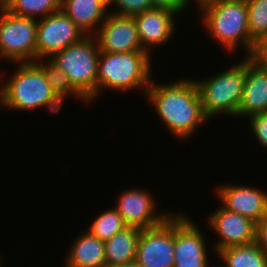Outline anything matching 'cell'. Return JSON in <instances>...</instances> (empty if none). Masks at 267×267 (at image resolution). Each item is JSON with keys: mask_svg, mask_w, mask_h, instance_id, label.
Instances as JSON below:
<instances>
[{"mask_svg": "<svg viewBox=\"0 0 267 267\" xmlns=\"http://www.w3.org/2000/svg\"><path fill=\"white\" fill-rule=\"evenodd\" d=\"M183 79L162 85L151 80L145 93L167 130L180 140L191 138L200 125L209 121L204 115L195 80Z\"/></svg>", "mask_w": 267, "mask_h": 267, "instance_id": "6da1fadb", "label": "cell"}, {"mask_svg": "<svg viewBox=\"0 0 267 267\" xmlns=\"http://www.w3.org/2000/svg\"><path fill=\"white\" fill-rule=\"evenodd\" d=\"M17 65L9 81L0 86V105L19 111L46 107L58 114L63 103L52 92L43 70L35 62Z\"/></svg>", "mask_w": 267, "mask_h": 267, "instance_id": "7a4b0ae2", "label": "cell"}, {"mask_svg": "<svg viewBox=\"0 0 267 267\" xmlns=\"http://www.w3.org/2000/svg\"><path fill=\"white\" fill-rule=\"evenodd\" d=\"M203 26L213 39L227 52L244 47L247 57L253 52L255 42L250 38L247 3L238 0H218L203 6ZM233 51V52H232Z\"/></svg>", "mask_w": 267, "mask_h": 267, "instance_id": "3957f363", "label": "cell"}, {"mask_svg": "<svg viewBox=\"0 0 267 267\" xmlns=\"http://www.w3.org/2000/svg\"><path fill=\"white\" fill-rule=\"evenodd\" d=\"M152 54L146 51L100 52L97 69V98L101 90L119 92L142 89L145 95L151 83ZM128 90V91H127Z\"/></svg>", "mask_w": 267, "mask_h": 267, "instance_id": "277c9868", "label": "cell"}, {"mask_svg": "<svg viewBox=\"0 0 267 267\" xmlns=\"http://www.w3.org/2000/svg\"><path fill=\"white\" fill-rule=\"evenodd\" d=\"M244 59L218 75L203 81L195 80L208 120L219 114L236 118L246 80V57Z\"/></svg>", "mask_w": 267, "mask_h": 267, "instance_id": "5b68a950", "label": "cell"}, {"mask_svg": "<svg viewBox=\"0 0 267 267\" xmlns=\"http://www.w3.org/2000/svg\"><path fill=\"white\" fill-rule=\"evenodd\" d=\"M100 50L94 35L71 44L50 60L66 72L72 86L88 101L97 99V69Z\"/></svg>", "mask_w": 267, "mask_h": 267, "instance_id": "8992f818", "label": "cell"}, {"mask_svg": "<svg viewBox=\"0 0 267 267\" xmlns=\"http://www.w3.org/2000/svg\"><path fill=\"white\" fill-rule=\"evenodd\" d=\"M37 19L20 17L0 9V58L8 62L36 61Z\"/></svg>", "mask_w": 267, "mask_h": 267, "instance_id": "52a82bcc", "label": "cell"}, {"mask_svg": "<svg viewBox=\"0 0 267 267\" xmlns=\"http://www.w3.org/2000/svg\"><path fill=\"white\" fill-rule=\"evenodd\" d=\"M87 36L62 10L37 21L36 61L54 54Z\"/></svg>", "mask_w": 267, "mask_h": 267, "instance_id": "ba28073f", "label": "cell"}, {"mask_svg": "<svg viewBox=\"0 0 267 267\" xmlns=\"http://www.w3.org/2000/svg\"><path fill=\"white\" fill-rule=\"evenodd\" d=\"M135 263L139 267H174V214L157 226L141 229Z\"/></svg>", "mask_w": 267, "mask_h": 267, "instance_id": "9c48e42d", "label": "cell"}, {"mask_svg": "<svg viewBox=\"0 0 267 267\" xmlns=\"http://www.w3.org/2000/svg\"><path fill=\"white\" fill-rule=\"evenodd\" d=\"M200 229L186 214L174 215V267H210L205 235Z\"/></svg>", "mask_w": 267, "mask_h": 267, "instance_id": "30bf717a", "label": "cell"}, {"mask_svg": "<svg viewBox=\"0 0 267 267\" xmlns=\"http://www.w3.org/2000/svg\"><path fill=\"white\" fill-rule=\"evenodd\" d=\"M94 36L98 42L100 52L145 51L139 41L137 25L133 16H123L109 12Z\"/></svg>", "mask_w": 267, "mask_h": 267, "instance_id": "8fae6325", "label": "cell"}, {"mask_svg": "<svg viewBox=\"0 0 267 267\" xmlns=\"http://www.w3.org/2000/svg\"><path fill=\"white\" fill-rule=\"evenodd\" d=\"M209 216L207 223L220 236L214 244V252L255 242L256 223L251 219L231 212L222 205Z\"/></svg>", "mask_w": 267, "mask_h": 267, "instance_id": "7c38bea8", "label": "cell"}, {"mask_svg": "<svg viewBox=\"0 0 267 267\" xmlns=\"http://www.w3.org/2000/svg\"><path fill=\"white\" fill-rule=\"evenodd\" d=\"M115 203H117L115 209L123 217L125 224L140 229L157 226L172 213H157L153 196L141 188L127 189L119 194L118 202Z\"/></svg>", "mask_w": 267, "mask_h": 267, "instance_id": "4fadbf2b", "label": "cell"}, {"mask_svg": "<svg viewBox=\"0 0 267 267\" xmlns=\"http://www.w3.org/2000/svg\"><path fill=\"white\" fill-rule=\"evenodd\" d=\"M175 16V11L164 7H153L133 16L143 50L151 54L152 48L163 45L172 38L176 31Z\"/></svg>", "mask_w": 267, "mask_h": 267, "instance_id": "5bb4252c", "label": "cell"}, {"mask_svg": "<svg viewBox=\"0 0 267 267\" xmlns=\"http://www.w3.org/2000/svg\"><path fill=\"white\" fill-rule=\"evenodd\" d=\"M254 186L221 185L217 197L227 210L238 213L256 224L267 215V194Z\"/></svg>", "mask_w": 267, "mask_h": 267, "instance_id": "9a60e30c", "label": "cell"}, {"mask_svg": "<svg viewBox=\"0 0 267 267\" xmlns=\"http://www.w3.org/2000/svg\"><path fill=\"white\" fill-rule=\"evenodd\" d=\"M267 112V67L246 56V80L236 117Z\"/></svg>", "mask_w": 267, "mask_h": 267, "instance_id": "2e32d148", "label": "cell"}, {"mask_svg": "<svg viewBox=\"0 0 267 267\" xmlns=\"http://www.w3.org/2000/svg\"><path fill=\"white\" fill-rule=\"evenodd\" d=\"M109 9L108 0H64L61 2V10L86 35H91L92 32L94 35L98 31L109 14Z\"/></svg>", "mask_w": 267, "mask_h": 267, "instance_id": "e0dca14e", "label": "cell"}, {"mask_svg": "<svg viewBox=\"0 0 267 267\" xmlns=\"http://www.w3.org/2000/svg\"><path fill=\"white\" fill-rule=\"evenodd\" d=\"M70 246L65 267H105V242L87 230Z\"/></svg>", "mask_w": 267, "mask_h": 267, "instance_id": "ac0fdd59", "label": "cell"}, {"mask_svg": "<svg viewBox=\"0 0 267 267\" xmlns=\"http://www.w3.org/2000/svg\"><path fill=\"white\" fill-rule=\"evenodd\" d=\"M141 229L127 226L105 241V267L135 261Z\"/></svg>", "mask_w": 267, "mask_h": 267, "instance_id": "d6986e66", "label": "cell"}, {"mask_svg": "<svg viewBox=\"0 0 267 267\" xmlns=\"http://www.w3.org/2000/svg\"><path fill=\"white\" fill-rule=\"evenodd\" d=\"M216 255L224 263L217 267H267V253L256 242L227 247Z\"/></svg>", "mask_w": 267, "mask_h": 267, "instance_id": "ffe728a7", "label": "cell"}, {"mask_svg": "<svg viewBox=\"0 0 267 267\" xmlns=\"http://www.w3.org/2000/svg\"><path fill=\"white\" fill-rule=\"evenodd\" d=\"M2 6L11 14L37 20L61 10L59 0H2Z\"/></svg>", "mask_w": 267, "mask_h": 267, "instance_id": "44dd1931", "label": "cell"}, {"mask_svg": "<svg viewBox=\"0 0 267 267\" xmlns=\"http://www.w3.org/2000/svg\"><path fill=\"white\" fill-rule=\"evenodd\" d=\"M47 60L48 61L45 62L43 59H40L35 61V63L43 70L46 80L49 82L51 90L56 97L64 103L66 97L73 94L84 101L85 104L86 102L88 103V101L72 86L66 72L60 69L50 59Z\"/></svg>", "mask_w": 267, "mask_h": 267, "instance_id": "7402d4cb", "label": "cell"}, {"mask_svg": "<svg viewBox=\"0 0 267 267\" xmlns=\"http://www.w3.org/2000/svg\"><path fill=\"white\" fill-rule=\"evenodd\" d=\"M126 227L127 225L125 224L123 217L119 214L115 207H113L99 214L87 231L92 236H95L99 240L105 242Z\"/></svg>", "mask_w": 267, "mask_h": 267, "instance_id": "603a6c76", "label": "cell"}, {"mask_svg": "<svg viewBox=\"0 0 267 267\" xmlns=\"http://www.w3.org/2000/svg\"><path fill=\"white\" fill-rule=\"evenodd\" d=\"M250 38L256 42L267 33V0L247 3Z\"/></svg>", "mask_w": 267, "mask_h": 267, "instance_id": "cb8c5ba5", "label": "cell"}, {"mask_svg": "<svg viewBox=\"0 0 267 267\" xmlns=\"http://www.w3.org/2000/svg\"><path fill=\"white\" fill-rule=\"evenodd\" d=\"M112 4L116 8L109 12L123 16H135L154 7L151 0H108V6L114 7Z\"/></svg>", "mask_w": 267, "mask_h": 267, "instance_id": "d4e9b609", "label": "cell"}, {"mask_svg": "<svg viewBox=\"0 0 267 267\" xmlns=\"http://www.w3.org/2000/svg\"><path fill=\"white\" fill-rule=\"evenodd\" d=\"M250 128L256 140L267 149V112L254 114L248 117Z\"/></svg>", "mask_w": 267, "mask_h": 267, "instance_id": "484cf974", "label": "cell"}, {"mask_svg": "<svg viewBox=\"0 0 267 267\" xmlns=\"http://www.w3.org/2000/svg\"><path fill=\"white\" fill-rule=\"evenodd\" d=\"M250 58L259 65L267 67V33L255 42Z\"/></svg>", "mask_w": 267, "mask_h": 267, "instance_id": "4316f807", "label": "cell"}, {"mask_svg": "<svg viewBox=\"0 0 267 267\" xmlns=\"http://www.w3.org/2000/svg\"><path fill=\"white\" fill-rule=\"evenodd\" d=\"M154 7H164L175 11L178 15L185 11L189 0H151Z\"/></svg>", "mask_w": 267, "mask_h": 267, "instance_id": "83f0119b", "label": "cell"}, {"mask_svg": "<svg viewBox=\"0 0 267 267\" xmlns=\"http://www.w3.org/2000/svg\"><path fill=\"white\" fill-rule=\"evenodd\" d=\"M255 242L267 253V215L256 224Z\"/></svg>", "mask_w": 267, "mask_h": 267, "instance_id": "f1b7e54d", "label": "cell"}, {"mask_svg": "<svg viewBox=\"0 0 267 267\" xmlns=\"http://www.w3.org/2000/svg\"><path fill=\"white\" fill-rule=\"evenodd\" d=\"M190 1H195L198 5L197 8L201 9L203 6L218 0H189V2Z\"/></svg>", "mask_w": 267, "mask_h": 267, "instance_id": "f546056e", "label": "cell"}, {"mask_svg": "<svg viewBox=\"0 0 267 267\" xmlns=\"http://www.w3.org/2000/svg\"><path fill=\"white\" fill-rule=\"evenodd\" d=\"M109 267H139L135 261L129 262V263H124V264H120V265H113V266H109Z\"/></svg>", "mask_w": 267, "mask_h": 267, "instance_id": "4dcf8cb0", "label": "cell"}, {"mask_svg": "<svg viewBox=\"0 0 267 267\" xmlns=\"http://www.w3.org/2000/svg\"><path fill=\"white\" fill-rule=\"evenodd\" d=\"M238 1H242V2L248 3V2H250L252 0H238Z\"/></svg>", "mask_w": 267, "mask_h": 267, "instance_id": "1f68e13d", "label": "cell"}, {"mask_svg": "<svg viewBox=\"0 0 267 267\" xmlns=\"http://www.w3.org/2000/svg\"><path fill=\"white\" fill-rule=\"evenodd\" d=\"M2 259H3V258H1V255H0V267H1L2 263H3V262H2Z\"/></svg>", "mask_w": 267, "mask_h": 267, "instance_id": "d6a6232c", "label": "cell"}, {"mask_svg": "<svg viewBox=\"0 0 267 267\" xmlns=\"http://www.w3.org/2000/svg\"><path fill=\"white\" fill-rule=\"evenodd\" d=\"M1 7H2V0H0V9H1Z\"/></svg>", "mask_w": 267, "mask_h": 267, "instance_id": "836d02e7", "label": "cell"}]
</instances>
